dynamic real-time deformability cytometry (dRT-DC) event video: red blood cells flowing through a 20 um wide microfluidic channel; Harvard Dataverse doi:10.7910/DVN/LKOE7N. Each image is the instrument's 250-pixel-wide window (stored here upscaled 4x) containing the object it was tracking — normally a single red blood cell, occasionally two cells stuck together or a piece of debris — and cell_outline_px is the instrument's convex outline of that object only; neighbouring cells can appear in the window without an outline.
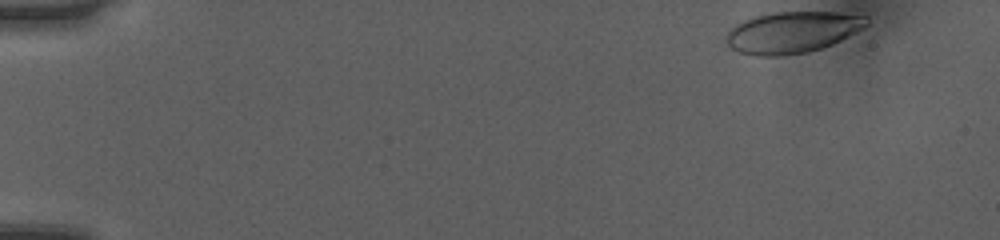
{"species": "human", "species_latin": "Homo sapiens", "temperature_condition": "room temperature", "stored_images_in_passage": 42, "camera_frame_rate_fps": 3000, "um_per_image_px": 0.085, "donor": {"sex": "female"}, "frame": {"image": 1, "passage_image": 1, "time_ms": 0.0, "image_size_px": [1000, 240], "cell_outline_px": [[868, 24], [864, 28], [832, 44], [820, 48], [804, 52], [776, 56], [756, 56], [740, 52], [732, 48], [728, 44], [728, 32], [736, 24], [744, 20], [756, 16], [776, 12], [836, 12], [868, 16]], "centroid_in_image_um": [67.38, 2.73], "position_along_channel_um": 17.6, "area_um2": 33.41}}
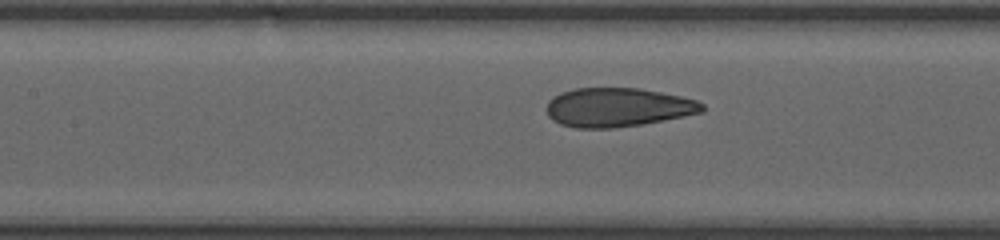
{"frame": {"image": 2, "passage_image": 21, "time_ms": 6.667, "image_size_px": [1000, 240], "cell_outline_px": [[704, 112], [684, 116], [640, 124], [612, 128], [576, 128], [560, 124], [552, 120], [548, 116], [548, 100], [552, 96], [560, 92], [576, 88], [640, 88], [680, 96], [696, 100], [704, 104]], "centroid_in_image_um": [52.49, 9.12], "position_along_channel_um": 154.9, "area_um2": 35.26}}
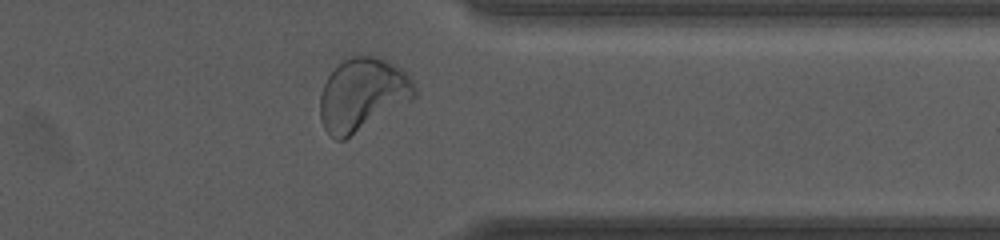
{"frame": {"image": 3, "passage_image": 38, "time_ms": 12.333, "image_size_px": [1000, 240], "cell_outline_px": [[416, 96], [412, 100], [344, 140], [336, 140], [324, 128], [320, 120], [320, 96], [324, 84], [328, 76], [336, 64], [352, 56], [380, 56], [396, 64], [412, 80], [416, 88]], "centroid_in_image_um": [30.81, 8.02], "position_along_channel_um": 380.6, "area_um2": 40.17}, "authors_computed_cell_mechanics": {"area_um2": 35.7204, "velocity_mm_per_s": 4.0489, "shape_relaxation_time_tau1_ms": 9.4473, "shape_relaxation_time_tau2_ms": null, "deformation_change_tau1": 0.2729, "deformation_change_tau2": null}}